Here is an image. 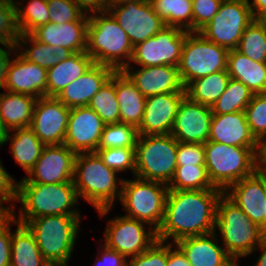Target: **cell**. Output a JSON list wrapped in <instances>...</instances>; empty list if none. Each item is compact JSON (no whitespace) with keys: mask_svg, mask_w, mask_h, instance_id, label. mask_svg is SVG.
<instances>
[{"mask_svg":"<svg viewBox=\"0 0 266 266\" xmlns=\"http://www.w3.org/2000/svg\"><path fill=\"white\" fill-rule=\"evenodd\" d=\"M224 193L221 189L168 190L164 217L157 240L173 244L180 239L216 231L217 203Z\"/></svg>","mask_w":266,"mask_h":266,"instance_id":"1","label":"cell"},{"mask_svg":"<svg viewBox=\"0 0 266 266\" xmlns=\"http://www.w3.org/2000/svg\"><path fill=\"white\" fill-rule=\"evenodd\" d=\"M117 173L96 152L76 155L73 185L78 196L89 202L101 217L109 214L117 198L120 201L124 178L118 180Z\"/></svg>","mask_w":266,"mask_h":266,"instance_id":"2","label":"cell"},{"mask_svg":"<svg viewBox=\"0 0 266 266\" xmlns=\"http://www.w3.org/2000/svg\"><path fill=\"white\" fill-rule=\"evenodd\" d=\"M78 193L73 182L40 184L18 182V200L21 207L16 221L26 224L29 220L49 215H80ZM76 205V206H75ZM76 207V208H75Z\"/></svg>","mask_w":266,"mask_h":266,"instance_id":"3","label":"cell"},{"mask_svg":"<svg viewBox=\"0 0 266 266\" xmlns=\"http://www.w3.org/2000/svg\"><path fill=\"white\" fill-rule=\"evenodd\" d=\"M88 18L86 53L94 63L122 71L133 55L129 36L108 11L90 13Z\"/></svg>","mask_w":266,"mask_h":266,"instance_id":"4","label":"cell"},{"mask_svg":"<svg viewBox=\"0 0 266 266\" xmlns=\"http://www.w3.org/2000/svg\"><path fill=\"white\" fill-rule=\"evenodd\" d=\"M204 149L209 180L223 191L260 168L261 147H238L207 141Z\"/></svg>","mask_w":266,"mask_h":266,"instance_id":"5","label":"cell"},{"mask_svg":"<svg viewBox=\"0 0 266 266\" xmlns=\"http://www.w3.org/2000/svg\"><path fill=\"white\" fill-rule=\"evenodd\" d=\"M80 219L81 215H49L31 219L25 225L51 266H68L79 234Z\"/></svg>","mask_w":266,"mask_h":266,"instance_id":"6","label":"cell"},{"mask_svg":"<svg viewBox=\"0 0 266 266\" xmlns=\"http://www.w3.org/2000/svg\"><path fill=\"white\" fill-rule=\"evenodd\" d=\"M215 228L220 231L221 244L232 259L251 256L264 238L261 227L224 193L217 203Z\"/></svg>","mask_w":266,"mask_h":266,"instance_id":"7","label":"cell"},{"mask_svg":"<svg viewBox=\"0 0 266 266\" xmlns=\"http://www.w3.org/2000/svg\"><path fill=\"white\" fill-rule=\"evenodd\" d=\"M178 141L171 134L138 135L135 177L169 184L177 167Z\"/></svg>","mask_w":266,"mask_h":266,"instance_id":"8","label":"cell"},{"mask_svg":"<svg viewBox=\"0 0 266 266\" xmlns=\"http://www.w3.org/2000/svg\"><path fill=\"white\" fill-rule=\"evenodd\" d=\"M168 190L167 184L158 181L124 179L120 202L127 212L125 216L145 222L157 231L164 217Z\"/></svg>","mask_w":266,"mask_h":266,"instance_id":"9","label":"cell"},{"mask_svg":"<svg viewBox=\"0 0 266 266\" xmlns=\"http://www.w3.org/2000/svg\"><path fill=\"white\" fill-rule=\"evenodd\" d=\"M228 53V49L207 40L201 33L186 31L178 65L184 87L196 79L227 70Z\"/></svg>","mask_w":266,"mask_h":266,"instance_id":"10","label":"cell"},{"mask_svg":"<svg viewBox=\"0 0 266 266\" xmlns=\"http://www.w3.org/2000/svg\"><path fill=\"white\" fill-rule=\"evenodd\" d=\"M248 2L223 0L218 13L199 33L221 47L236 49L244 30L255 19Z\"/></svg>","mask_w":266,"mask_h":266,"instance_id":"11","label":"cell"},{"mask_svg":"<svg viewBox=\"0 0 266 266\" xmlns=\"http://www.w3.org/2000/svg\"><path fill=\"white\" fill-rule=\"evenodd\" d=\"M108 220L102 240L104 245L122 254L126 259L145 252L156 240V231L134 218L115 216ZM130 256V257H129Z\"/></svg>","mask_w":266,"mask_h":266,"instance_id":"12","label":"cell"},{"mask_svg":"<svg viewBox=\"0 0 266 266\" xmlns=\"http://www.w3.org/2000/svg\"><path fill=\"white\" fill-rule=\"evenodd\" d=\"M186 30L166 26L155 36L138 43L133 47L130 61L141 67L158 65H179Z\"/></svg>","mask_w":266,"mask_h":266,"instance_id":"13","label":"cell"},{"mask_svg":"<svg viewBox=\"0 0 266 266\" xmlns=\"http://www.w3.org/2000/svg\"><path fill=\"white\" fill-rule=\"evenodd\" d=\"M107 11L129 36L133 47L166 27L165 22L154 12L150 1L133 0L109 7Z\"/></svg>","mask_w":266,"mask_h":266,"instance_id":"14","label":"cell"},{"mask_svg":"<svg viewBox=\"0 0 266 266\" xmlns=\"http://www.w3.org/2000/svg\"><path fill=\"white\" fill-rule=\"evenodd\" d=\"M70 110L57 97L37 98L30 128L45 145L64 144Z\"/></svg>","mask_w":266,"mask_h":266,"instance_id":"15","label":"cell"},{"mask_svg":"<svg viewBox=\"0 0 266 266\" xmlns=\"http://www.w3.org/2000/svg\"><path fill=\"white\" fill-rule=\"evenodd\" d=\"M76 153L67 145H46L33 168L19 182L55 184L72 182Z\"/></svg>","mask_w":266,"mask_h":266,"instance_id":"16","label":"cell"},{"mask_svg":"<svg viewBox=\"0 0 266 266\" xmlns=\"http://www.w3.org/2000/svg\"><path fill=\"white\" fill-rule=\"evenodd\" d=\"M105 123L88 106L71 108L64 144L76 154L96 152Z\"/></svg>","mask_w":266,"mask_h":266,"instance_id":"17","label":"cell"},{"mask_svg":"<svg viewBox=\"0 0 266 266\" xmlns=\"http://www.w3.org/2000/svg\"><path fill=\"white\" fill-rule=\"evenodd\" d=\"M212 117L210 107L185 95L178 106L170 134L178 142L205 144L209 139Z\"/></svg>","mask_w":266,"mask_h":266,"instance_id":"18","label":"cell"},{"mask_svg":"<svg viewBox=\"0 0 266 266\" xmlns=\"http://www.w3.org/2000/svg\"><path fill=\"white\" fill-rule=\"evenodd\" d=\"M224 194L254 223L262 227L266 217V172L258 168L252 175L230 185Z\"/></svg>","mask_w":266,"mask_h":266,"instance_id":"19","label":"cell"},{"mask_svg":"<svg viewBox=\"0 0 266 266\" xmlns=\"http://www.w3.org/2000/svg\"><path fill=\"white\" fill-rule=\"evenodd\" d=\"M186 92H171L146 97L138 135L170 134L178 106Z\"/></svg>","mask_w":266,"mask_h":266,"instance_id":"20","label":"cell"},{"mask_svg":"<svg viewBox=\"0 0 266 266\" xmlns=\"http://www.w3.org/2000/svg\"><path fill=\"white\" fill-rule=\"evenodd\" d=\"M122 71L145 97L171 92H186L177 66H140L136 70L129 64Z\"/></svg>","mask_w":266,"mask_h":266,"instance_id":"21","label":"cell"},{"mask_svg":"<svg viewBox=\"0 0 266 266\" xmlns=\"http://www.w3.org/2000/svg\"><path fill=\"white\" fill-rule=\"evenodd\" d=\"M12 58L4 88L13 93L27 94L35 98L47 96V69L26 60L16 51Z\"/></svg>","mask_w":266,"mask_h":266,"instance_id":"22","label":"cell"},{"mask_svg":"<svg viewBox=\"0 0 266 266\" xmlns=\"http://www.w3.org/2000/svg\"><path fill=\"white\" fill-rule=\"evenodd\" d=\"M88 14L85 13L78 21L63 24L46 23L36 28L31 35L41 43L60 46L73 53L87 50Z\"/></svg>","mask_w":266,"mask_h":266,"instance_id":"23","label":"cell"},{"mask_svg":"<svg viewBox=\"0 0 266 266\" xmlns=\"http://www.w3.org/2000/svg\"><path fill=\"white\" fill-rule=\"evenodd\" d=\"M208 141L238 147H261L250 131L245 111L213 114Z\"/></svg>","mask_w":266,"mask_h":266,"instance_id":"24","label":"cell"},{"mask_svg":"<svg viewBox=\"0 0 266 266\" xmlns=\"http://www.w3.org/2000/svg\"><path fill=\"white\" fill-rule=\"evenodd\" d=\"M114 71L109 66L93 63L82 76L67 85L57 98L68 108L87 106Z\"/></svg>","mask_w":266,"mask_h":266,"instance_id":"25","label":"cell"},{"mask_svg":"<svg viewBox=\"0 0 266 266\" xmlns=\"http://www.w3.org/2000/svg\"><path fill=\"white\" fill-rule=\"evenodd\" d=\"M217 231L191 236L174 243L186 256L191 266H224L232 258L217 238Z\"/></svg>","mask_w":266,"mask_h":266,"instance_id":"26","label":"cell"},{"mask_svg":"<svg viewBox=\"0 0 266 266\" xmlns=\"http://www.w3.org/2000/svg\"><path fill=\"white\" fill-rule=\"evenodd\" d=\"M115 91L120 122L138 129L144 116L146 97L123 71H115Z\"/></svg>","mask_w":266,"mask_h":266,"instance_id":"27","label":"cell"},{"mask_svg":"<svg viewBox=\"0 0 266 266\" xmlns=\"http://www.w3.org/2000/svg\"><path fill=\"white\" fill-rule=\"evenodd\" d=\"M86 52H76L47 69V96L57 97L63 89L82 76L93 64Z\"/></svg>","mask_w":266,"mask_h":266,"instance_id":"28","label":"cell"},{"mask_svg":"<svg viewBox=\"0 0 266 266\" xmlns=\"http://www.w3.org/2000/svg\"><path fill=\"white\" fill-rule=\"evenodd\" d=\"M227 71L230 78L242 82L253 94L266 93V63L255 62L236 49L229 50Z\"/></svg>","mask_w":266,"mask_h":266,"instance_id":"29","label":"cell"},{"mask_svg":"<svg viewBox=\"0 0 266 266\" xmlns=\"http://www.w3.org/2000/svg\"><path fill=\"white\" fill-rule=\"evenodd\" d=\"M37 98L20 93L0 94V117L7 131L30 127Z\"/></svg>","mask_w":266,"mask_h":266,"instance_id":"30","label":"cell"},{"mask_svg":"<svg viewBox=\"0 0 266 266\" xmlns=\"http://www.w3.org/2000/svg\"><path fill=\"white\" fill-rule=\"evenodd\" d=\"M11 132L12 134L8 131L3 145L10 141V152L15 162L28 174L46 145L40 141L30 127L16 128Z\"/></svg>","mask_w":266,"mask_h":266,"instance_id":"31","label":"cell"},{"mask_svg":"<svg viewBox=\"0 0 266 266\" xmlns=\"http://www.w3.org/2000/svg\"><path fill=\"white\" fill-rule=\"evenodd\" d=\"M17 228L11 230L10 266H51L42 256L35 237L26 225L16 221Z\"/></svg>","mask_w":266,"mask_h":266,"instance_id":"32","label":"cell"},{"mask_svg":"<svg viewBox=\"0 0 266 266\" xmlns=\"http://www.w3.org/2000/svg\"><path fill=\"white\" fill-rule=\"evenodd\" d=\"M16 47L26 60L46 69L54 67L73 54L69 49L41 43L31 34H21Z\"/></svg>","mask_w":266,"mask_h":266,"instance_id":"33","label":"cell"},{"mask_svg":"<svg viewBox=\"0 0 266 266\" xmlns=\"http://www.w3.org/2000/svg\"><path fill=\"white\" fill-rule=\"evenodd\" d=\"M229 79L227 70L196 79L185 88L186 96L211 108L224 93Z\"/></svg>","mask_w":266,"mask_h":266,"instance_id":"34","label":"cell"},{"mask_svg":"<svg viewBox=\"0 0 266 266\" xmlns=\"http://www.w3.org/2000/svg\"><path fill=\"white\" fill-rule=\"evenodd\" d=\"M154 12L166 26L193 32L192 0H150Z\"/></svg>","mask_w":266,"mask_h":266,"instance_id":"35","label":"cell"},{"mask_svg":"<svg viewBox=\"0 0 266 266\" xmlns=\"http://www.w3.org/2000/svg\"><path fill=\"white\" fill-rule=\"evenodd\" d=\"M253 95V92L242 82L230 78L224 93L211 107L212 113L228 114L245 111Z\"/></svg>","mask_w":266,"mask_h":266,"instance_id":"36","label":"cell"},{"mask_svg":"<svg viewBox=\"0 0 266 266\" xmlns=\"http://www.w3.org/2000/svg\"><path fill=\"white\" fill-rule=\"evenodd\" d=\"M87 106L93 109L105 124L120 122V109L115 91V71Z\"/></svg>","mask_w":266,"mask_h":266,"instance_id":"37","label":"cell"},{"mask_svg":"<svg viewBox=\"0 0 266 266\" xmlns=\"http://www.w3.org/2000/svg\"><path fill=\"white\" fill-rule=\"evenodd\" d=\"M22 2L24 4L23 0ZM28 2V5H21V0L20 2L15 0L20 34H31L36 28L50 22L47 0H28Z\"/></svg>","mask_w":266,"mask_h":266,"instance_id":"38","label":"cell"},{"mask_svg":"<svg viewBox=\"0 0 266 266\" xmlns=\"http://www.w3.org/2000/svg\"><path fill=\"white\" fill-rule=\"evenodd\" d=\"M167 186L169 190L219 189L210 182L205 165L177 166Z\"/></svg>","mask_w":266,"mask_h":266,"instance_id":"39","label":"cell"},{"mask_svg":"<svg viewBox=\"0 0 266 266\" xmlns=\"http://www.w3.org/2000/svg\"><path fill=\"white\" fill-rule=\"evenodd\" d=\"M236 50L255 62L266 63V29L258 19L246 27Z\"/></svg>","mask_w":266,"mask_h":266,"instance_id":"40","label":"cell"},{"mask_svg":"<svg viewBox=\"0 0 266 266\" xmlns=\"http://www.w3.org/2000/svg\"><path fill=\"white\" fill-rule=\"evenodd\" d=\"M137 129L125 123L105 124L97 150L108 148H135Z\"/></svg>","mask_w":266,"mask_h":266,"instance_id":"41","label":"cell"},{"mask_svg":"<svg viewBox=\"0 0 266 266\" xmlns=\"http://www.w3.org/2000/svg\"><path fill=\"white\" fill-rule=\"evenodd\" d=\"M245 114L252 135L262 145L266 141V93L254 94Z\"/></svg>","mask_w":266,"mask_h":266,"instance_id":"42","label":"cell"},{"mask_svg":"<svg viewBox=\"0 0 266 266\" xmlns=\"http://www.w3.org/2000/svg\"><path fill=\"white\" fill-rule=\"evenodd\" d=\"M20 35L15 0H0V44L16 46Z\"/></svg>","mask_w":266,"mask_h":266,"instance_id":"43","label":"cell"},{"mask_svg":"<svg viewBox=\"0 0 266 266\" xmlns=\"http://www.w3.org/2000/svg\"><path fill=\"white\" fill-rule=\"evenodd\" d=\"M96 153L107 167L118 174L129 169L135 176V148H108L97 150Z\"/></svg>","mask_w":266,"mask_h":266,"instance_id":"44","label":"cell"},{"mask_svg":"<svg viewBox=\"0 0 266 266\" xmlns=\"http://www.w3.org/2000/svg\"><path fill=\"white\" fill-rule=\"evenodd\" d=\"M50 23L78 21L85 13L72 0H47Z\"/></svg>","mask_w":266,"mask_h":266,"instance_id":"45","label":"cell"},{"mask_svg":"<svg viewBox=\"0 0 266 266\" xmlns=\"http://www.w3.org/2000/svg\"><path fill=\"white\" fill-rule=\"evenodd\" d=\"M167 258L168 243L156 240L145 252L131 257L128 266H166Z\"/></svg>","mask_w":266,"mask_h":266,"instance_id":"46","label":"cell"},{"mask_svg":"<svg viewBox=\"0 0 266 266\" xmlns=\"http://www.w3.org/2000/svg\"><path fill=\"white\" fill-rule=\"evenodd\" d=\"M223 0H192L193 32H199L218 13Z\"/></svg>","mask_w":266,"mask_h":266,"instance_id":"47","label":"cell"},{"mask_svg":"<svg viewBox=\"0 0 266 266\" xmlns=\"http://www.w3.org/2000/svg\"><path fill=\"white\" fill-rule=\"evenodd\" d=\"M205 165L204 144L178 142L177 166Z\"/></svg>","mask_w":266,"mask_h":266,"instance_id":"48","label":"cell"},{"mask_svg":"<svg viewBox=\"0 0 266 266\" xmlns=\"http://www.w3.org/2000/svg\"><path fill=\"white\" fill-rule=\"evenodd\" d=\"M11 224L16 225V219L12 214L0 223V266H10Z\"/></svg>","mask_w":266,"mask_h":266,"instance_id":"49","label":"cell"},{"mask_svg":"<svg viewBox=\"0 0 266 266\" xmlns=\"http://www.w3.org/2000/svg\"><path fill=\"white\" fill-rule=\"evenodd\" d=\"M18 200V181L10 175L0 160V202L7 203Z\"/></svg>","mask_w":266,"mask_h":266,"instance_id":"50","label":"cell"},{"mask_svg":"<svg viewBox=\"0 0 266 266\" xmlns=\"http://www.w3.org/2000/svg\"><path fill=\"white\" fill-rule=\"evenodd\" d=\"M100 248V257L98 254L94 266H128V260L119 252L107 248L104 244Z\"/></svg>","mask_w":266,"mask_h":266,"instance_id":"51","label":"cell"},{"mask_svg":"<svg viewBox=\"0 0 266 266\" xmlns=\"http://www.w3.org/2000/svg\"><path fill=\"white\" fill-rule=\"evenodd\" d=\"M5 46V48L0 47V90H4V83L8 71L9 64L12 59H10L11 53L14 54L17 51V47L11 44H0Z\"/></svg>","mask_w":266,"mask_h":266,"instance_id":"52","label":"cell"},{"mask_svg":"<svg viewBox=\"0 0 266 266\" xmlns=\"http://www.w3.org/2000/svg\"><path fill=\"white\" fill-rule=\"evenodd\" d=\"M168 243V258L166 266H191L186 256L182 253V251L174 245Z\"/></svg>","mask_w":266,"mask_h":266,"instance_id":"53","label":"cell"},{"mask_svg":"<svg viewBox=\"0 0 266 266\" xmlns=\"http://www.w3.org/2000/svg\"><path fill=\"white\" fill-rule=\"evenodd\" d=\"M84 13L107 11L106 0H72Z\"/></svg>","mask_w":266,"mask_h":266,"instance_id":"54","label":"cell"},{"mask_svg":"<svg viewBox=\"0 0 266 266\" xmlns=\"http://www.w3.org/2000/svg\"><path fill=\"white\" fill-rule=\"evenodd\" d=\"M254 18L258 19L262 14L266 13V0H252L248 2Z\"/></svg>","mask_w":266,"mask_h":266,"instance_id":"55","label":"cell"},{"mask_svg":"<svg viewBox=\"0 0 266 266\" xmlns=\"http://www.w3.org/2000/svg\"><path fill=\"white\" fill-rule=\"evenodd\" d=\"M257 249L261 251V254L256 261L257 263H255L254 266H266V237L262 239L256 250Z\"/></svg>","mask_w":266,"mask_h":266,"instance_id":"56","label":"cell"},{"mask_svg":"<svg viewBox=\"0 0 266 266\" xmlns=\"http://www.w3.org/2000/svg\"><path fill=\"white\" fill-rule=\"evenodd\" d=\"M4 205L0 202V223L5 220L12 211H14V207H17L16 204L13 202L9 203V207L8 206H4Z\"/></svg>","mask_w":266,"mask_h":266,"instance_id":"57","label":"cell"},{"mask_svg":"<svg viewBox=\"0 0 266 266\" xmlns=\"http://www.w3.org/2000/svg\"><path fill=\"white\" fill-rule=\"evenodd\" d=\"M260 168L266 170V141L261 145Z\"/></svg>","mask_w":266,"mask_h":266,"instance_id":"58","label":"cell"},{"mask_svg":"<svg viewBox=\"0 0 266 266\" xmlns=\"http://www.w3.org/2000/svg\"><path fill=\"white\" fill-rule=\"evenodd\" d=\"M133 1V0H106L107 2V9L109 7L117 6L120 4H124L126 2ZM137 1H150V0H137Z\"/></svg>","mask_w":266,"mask_h":266,"instance_id":"59","label":"cell"},{"mask_svg":"<svg viewBox=\"0 0 266 266\" xmlns=\"http://www.w3.org/2000/svg\"><path fill=\"white\" fill-rule=\"evenodd\" d=\"M8 131L7 129L4 127L1 117H0V146L2 147L3 142L5 140V137L7 135Z\"/></svg>","mask_w":266,"mask_h":266,"instance_id":"60","label":"cell"},{"mask_svg":"<svg viewBox=\"0 0 266 266\" xmlns=\"http://www.w3.org/2000/svg\"><path fill=\"white\" fill-rule=\"evenodd\" d=\"M239 259H231L227 264L224 266H240L239 265Z\"/></svg>","mask_w":266,"mask_h":266,"instance_id":"61","label":"cell"},{"mask_svg":"<svg viewBox=\"0 0 266 266\" xmlns=\"http://www.w3.org/2000/svg\"><path fill=\"white\" fill-rule=\"evenodd\" d=\"M258 20L262 23V25L264 26V28L266 29V13L262 14Z\"/></svg>","mask_w":266,"mask_h":266,"instance_id":"62","label":"cell"},{"mask_svg":"<svg viewBox=\"0 0 266 266\" xmlns=\"http://www.w3.org/2000/svg\"><path fill=\"white\" fill-rule=\"evenodd\" d=\"M261 231L264 237H266V217H265V222L264 225L261 227Z\"/></svg>","mask_w":266,"mask_h":266,"instance_id":"63","label":"cell"}]
</instances>
